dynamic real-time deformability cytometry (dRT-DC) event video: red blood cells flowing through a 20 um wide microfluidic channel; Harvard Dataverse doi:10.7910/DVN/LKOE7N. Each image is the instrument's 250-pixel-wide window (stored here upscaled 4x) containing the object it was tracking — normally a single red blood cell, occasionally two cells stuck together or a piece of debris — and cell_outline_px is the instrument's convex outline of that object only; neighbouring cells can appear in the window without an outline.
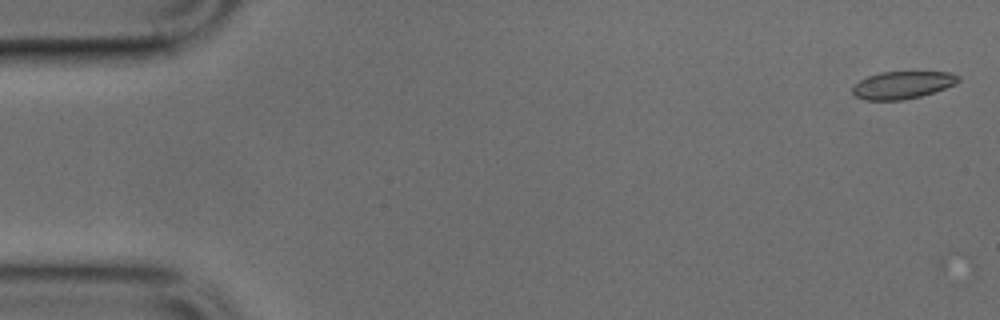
{"species": "common noctule bat (a hibernating species)", "species_latin": "Nyctalus noctula", "temperature_condition": "cold", "stored_images_in_passage": 8, "camera_frame_rate_fps": 3000, "um_per_image_px": 0.085, "animal": {"sex": "male", "body_mass_g": 17.9, "forearm_length_mm": 54.2}, "frame": {"image": 1, "passage_image": 1, "time_ms": 0.0, "image_size_px": [1000, 320], "cell_outline_px": [[960, 80], [956, 84], [920, 96], [904, 100], [864, 100], [856, 96], [852, 92], [852, 88], [860, 80], [868, 76], [880, 72], [948, 72], [960, 76]], "centroid_in_image_um": [76.71, 7.22], "position_along_channel_um": 8.3, "area_um2": 16.82}}